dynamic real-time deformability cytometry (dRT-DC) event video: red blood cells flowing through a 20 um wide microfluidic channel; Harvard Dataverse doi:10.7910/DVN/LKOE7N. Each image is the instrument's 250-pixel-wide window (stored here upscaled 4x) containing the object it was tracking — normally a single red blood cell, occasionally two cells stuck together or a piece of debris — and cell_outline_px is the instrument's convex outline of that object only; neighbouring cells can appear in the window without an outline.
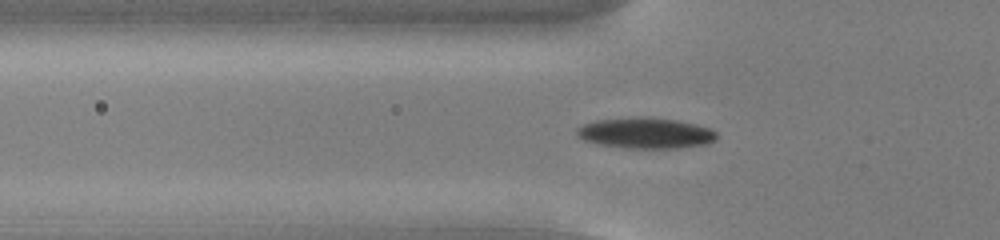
{"species": "common noctule bat (a hibernating species)", "species_latin": "Nyctalus noctula", "temperature_condition": "cold", "stored_images_in_passage": 55, "camera_frame_rate_fps": 3000, "um_per_image_px": 0.085, "animal": {"sex": "male", "body_mass_g": 13.0, "forearm_length_mm": 53.1}, "frame": {"image": 1, "passage_image": 19, "time_ms": 6.0, "image_size_px": [1000, 240], "cell_outline_px": [[716, 140], [708, 144], [680, 148], [628, 148], [600, 144], [584, 140], [576, 132], [576, 128], [584, 124], [596, 120], [636, 116], [652, 116], [676, 120], [696, 124], [712, 128], [716, 132]], "centroid_in_image_um": [54.93, 11.29], "position_along_channel_um": 70.9, "area_um2": 25.37}}
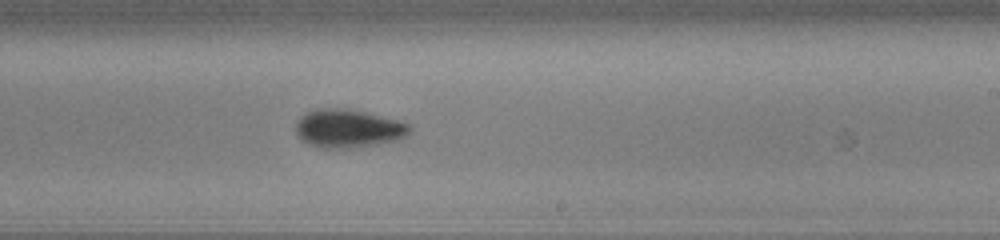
{"frame": {"image": 2, "passage_image": 34, "time_ms": 11.0, "image_size_px": [1000, 240], "cell_outline_px": [[412, 128], [400, 140], [376, 144], [348, 148], [320, 148], [308, 144], [300, 140], [296, 132], [296, 124], [300, 116], [304, 112], [316, 108], [344, 108], [364, 112], [412, 124]], "centroid_in_image_um": [29.56, 10.92], "position_along_channel_um": 259.4, "area_um2": 25.55}}
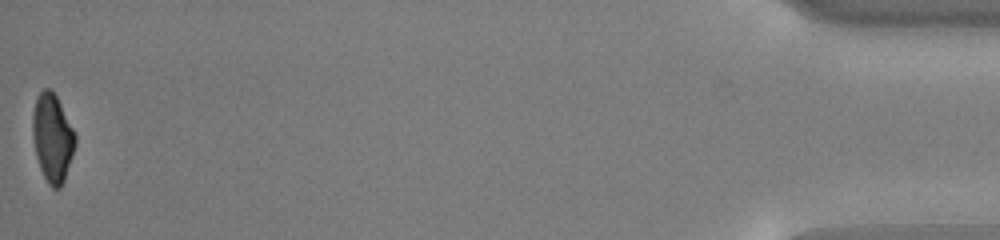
{"frame": {"image": 3, "passage_image": 55, "time_ms": 18.0, "image_size_px": [1000, 240], "cell_outline_px": [[76, 144], [64, 180], [60, 188], [52, 188], [48, 184], [40, 168], [36, 156], [32, 136], [32, 112], [36, 96], [44, 88], [48, 88], [56, 96], [76, 136]], "centroid_in_image_um": [4.43, 11.72], "position_along_channel_um": 430.8, "area_um2": 21.73}, "authors_computed_cell_mechanics": {"area_um2": 23.1778, "velocity_mm_per_s": 3.7851, "shape_relaxation_time_tau1_ms": 2.4959, "shape_relaxation_time_tau2_ms": 3.7199, "deformation_change_tau1": 0.1448, "deformation_change_tau2": 0.083}}